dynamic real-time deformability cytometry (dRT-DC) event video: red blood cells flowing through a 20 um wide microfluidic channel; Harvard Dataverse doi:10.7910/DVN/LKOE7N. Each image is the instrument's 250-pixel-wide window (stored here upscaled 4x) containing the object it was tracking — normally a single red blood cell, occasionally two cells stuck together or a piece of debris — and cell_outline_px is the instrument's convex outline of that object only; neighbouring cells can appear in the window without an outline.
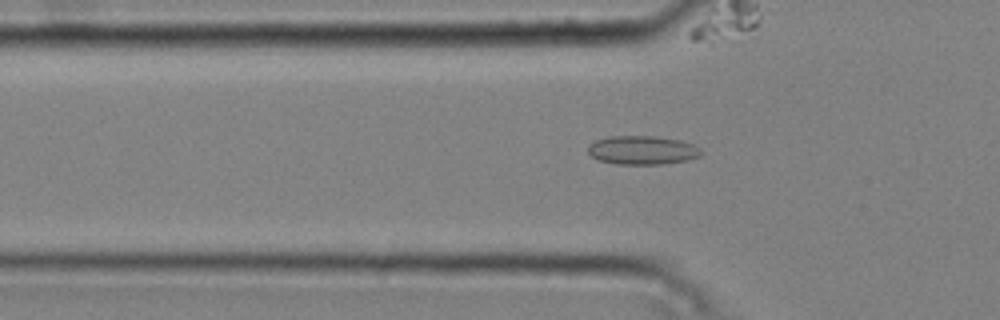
{"species": "common noctule bat (a hibernating species)", "species_latin": "Nyctalus noctula", "temperature_condition": "cold", "stored_images_in_passage": 44, "camera_frame_rate_fps": 3000, "um_per_image_px": 0.085, "animal": {"sex": "male", "body_mass_g": 20.4}, "frame": {"image": 1, "passage_image": 12, "time_ms": 3.667, "image_size_px": [1000, 320], "cell_outline_px": [[700, 156], [684, 160], [664, 164], [616, 164], [600, 160], [592, 156], [588, 152], [588, 144], [596, 140], [608, 136], [652, 136], [680, 140], [692, 144], [700, 148]], "centroid_in_image_um": [54.56, 12.76], "position_along_channel_um": 71.2, "area_um2": 18.79}}
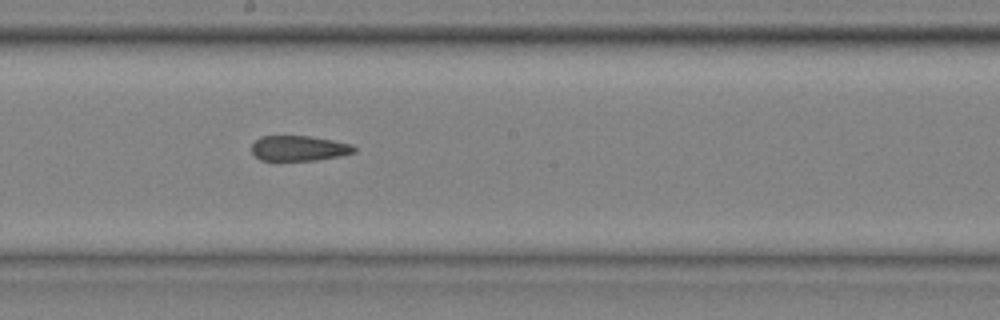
{"frame": {"image": 2, "passage_image": 24, "time_ms": 7.667, "image_size_px": [1000, 320], "cell_outline_px": [[356, 152], [340, 156], [316, 160], [260, 160], [252, 152], [252, 144], [260, 136], [312, 136], [352, 144], [356, 148]], "centroid_in_image_um": [25.43, 12.6], "position_along_channel_um": 222.8, "area_um2": 15.09}}
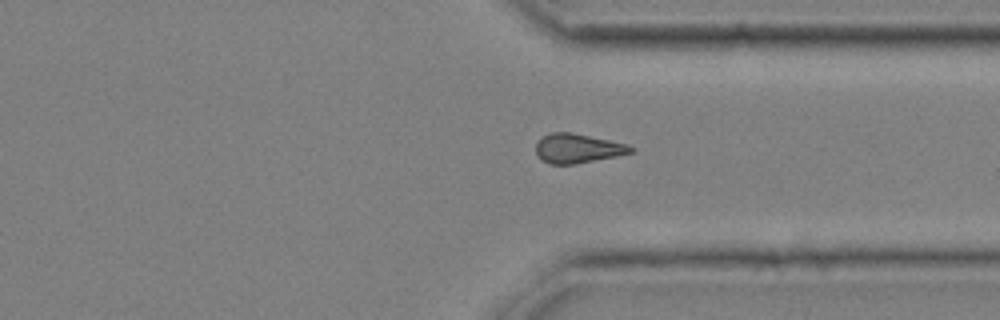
{"frame": {"image": 3, "passage_image": 35, "time_ms": 11.333, "image_size_px": [1000, 320], "cell_outline_px": [[636, 148], [632, 152], [616, 156], [576, 164], [548, 164], [540, 160], [536, 152], [536, 144], [544, 136], [552, 132], [568, 132], [628, 144]], "centroid_in_image_um": [49.09, 12.63], "position_along_channel_um": 362.3, "area_um2": 16.07}, "authors_computed_cell_mechanics": {"area_um2": 16.5019, "velocity_mm_per_s": 3.784, "shape_relaxation_time_tau1_ms": null, "shape_relaxation_time_tau2_ms": 7.6855, "deformation_change_tau1": null, "deformation_change_tau2": 0.1665}}